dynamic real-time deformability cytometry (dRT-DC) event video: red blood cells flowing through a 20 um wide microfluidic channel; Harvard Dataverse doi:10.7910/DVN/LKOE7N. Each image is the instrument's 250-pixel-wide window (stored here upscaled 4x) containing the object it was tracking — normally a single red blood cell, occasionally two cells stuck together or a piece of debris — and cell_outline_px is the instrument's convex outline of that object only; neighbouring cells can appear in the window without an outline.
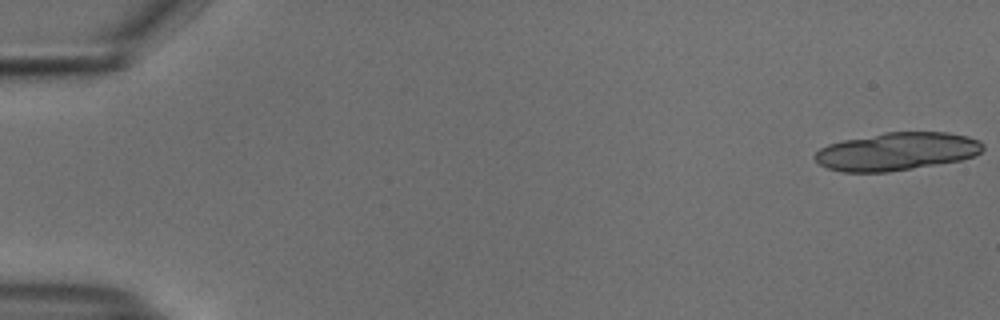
{"species": "common noctule bat (a hibernating species)", "species_latin": "Nyctalus noctula", "temperature_condition": "cold", "stored_images_in_passage": 12, "camera_frame_rate_fps": 3000, "um_per_image_px": 0.085, "animal": {"sex": "male", "body_mass_g": 18.8}, "frame": {"image": 1, "passage_image": 1, "time_ms": 0.0, "image_size_px": [1000, 320], "cell_outline_px": [[984, 148], [976, 156], [960, 160], [888, 172], [844, 172], [828, 168], [820, 164], [812, 156], [820, 148], [828, 144], [844, 140], [884, 132], [948, 132], [968, 136], [980, 140], [984, 144]], "centroid_in_image_um": [76.24, 12.86], "position_along_channel_um": 8.8, "area_um2": 37.17}}